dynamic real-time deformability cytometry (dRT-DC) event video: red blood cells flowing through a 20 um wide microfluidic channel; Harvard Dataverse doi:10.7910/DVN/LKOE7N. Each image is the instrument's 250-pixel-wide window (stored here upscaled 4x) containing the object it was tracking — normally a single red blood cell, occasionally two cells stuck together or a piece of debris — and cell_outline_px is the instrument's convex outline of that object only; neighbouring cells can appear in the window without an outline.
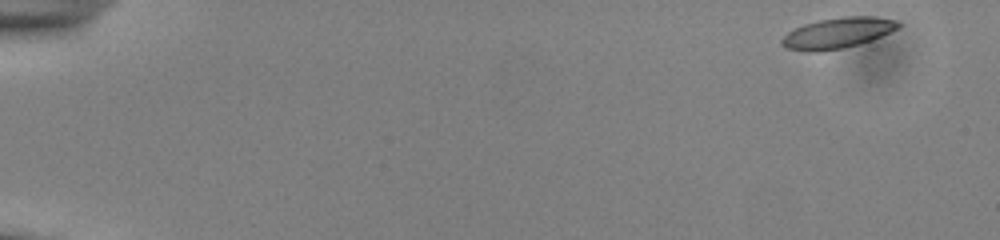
{"species": "common noctule bat (a hibernating species)", "species_latin": "Nyctalus noctula", "temperature_condition": "cold", "stored_images_in_passage": 32, "camera_frame_rate_fps": 3000, "um_per_image_px": 0.085, "animal": {"sex": "male", "body_mass_g": 13.0, "forearm_length_mm": 53.1}, "frame": {"image": 1, "passage_image": 1, "time_ms": 0.0, "image_size_px": [1000, 240], "cell_outline_px": [[904, 24], [900, 28], [880, 36], [844, 48], [820, 52], [804, 52], [784, 48], [780, 44], [780, 40], [788, 32], [804, 24], [820, 20], [844, 16], [872, 16], [896, 20]], "centroid_in_image_um": [71.17, 2.81], "position_along_channel_um": 13.8, "area_um2": 20.92}}
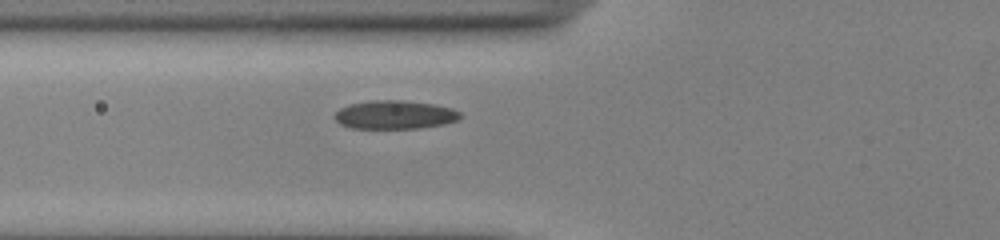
{"frame": {"image": 2, "passage_image": 19, "time_ms": 6.0, "image_size_px": [1000, 240], "cell_outline_px": [[464, 116], [456, 120], [444, 124], [420, 128], [352, 128], [340, 124], [332, 116], [340, 108], [348, 104], [372, 100], [400, 100], [436, 104], [452, 108], [460, 112]], "centroid_in_image_um": [33.56, 9.75], "position_along_channel_um": 92.2, "area_um2": 21.04}}
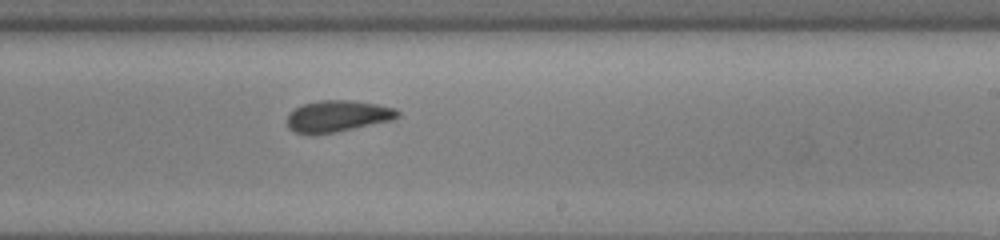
{"frame": {"image": 3, "passage_image": 32, "time_ms": 10.333, "image_size_px": [1000, 240], "cell_outline_px": [[400, 116], [392, 120], [336, 132], [312, 136], [296, 132], [288, 128], [288, 112], [300, 104], [320, 100], [352, 100], [376, 104], [396, 108], [400, 112]], "centroid_in_image_um": [28.67, 9.88], "position_along_channel_um": 260.3, "area_um2": 20.63}}